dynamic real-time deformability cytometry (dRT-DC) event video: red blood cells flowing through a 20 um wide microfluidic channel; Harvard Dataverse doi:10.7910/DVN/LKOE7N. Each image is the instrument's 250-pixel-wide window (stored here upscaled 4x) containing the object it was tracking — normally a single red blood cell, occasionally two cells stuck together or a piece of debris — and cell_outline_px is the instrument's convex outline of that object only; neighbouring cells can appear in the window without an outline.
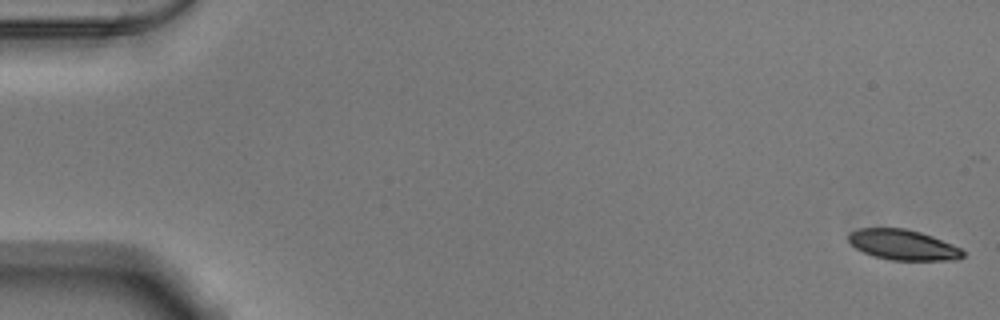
{"species": "Egyptian fruit bat (a non-hibernating species)", "species_latin": "Rousettus aegyptiacus", "temperature_condition": "warm", "stored_images_in_passage": 18, "camera_frame_rate_fps": 3000, "um_per_image_px": 0.085, "animal": {"sex": "male"}, "frame": {"image": 1, "passage_image": 1, "time_ms": 0.0, "image_size_px": [1000, 320], "cell_outline_px": [[964, 256], [956, 260], [892, 260], [876, 256], [864, 252], [856, 248], [848, 240], [848, 232], [856, 228], [904, 228], [920, 232], [932, 236], [952, 244], [960, 248], [964, 252]], "centroid_in_image_um": [76.74, 20.8], "position_along_channel_um": 8.3, "area_um2": 20.17}}
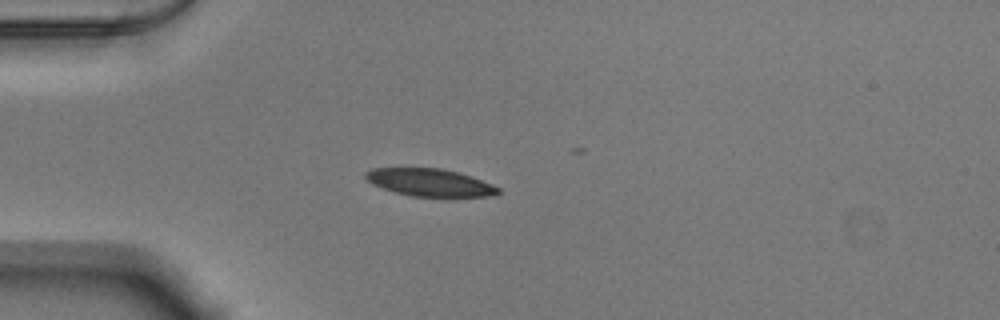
{"frame": {"image": 2, "passage_image": 15, "time_ms": 4.667, "image_size_px": [1000, 320], "cell_outline_px": [[500, 192], [492, 196], [452, 200], [448, 200], [412, 196], [396, 192], [372, 184], [364, 176], [364, 172], [372, 168], [440, 168], [456, 172], [492, 184], [500, 188]], "centroid_in_image_um": [36.6, 15.57], "position_along_channel_um": 48.4, "area_um2": 22.08}}